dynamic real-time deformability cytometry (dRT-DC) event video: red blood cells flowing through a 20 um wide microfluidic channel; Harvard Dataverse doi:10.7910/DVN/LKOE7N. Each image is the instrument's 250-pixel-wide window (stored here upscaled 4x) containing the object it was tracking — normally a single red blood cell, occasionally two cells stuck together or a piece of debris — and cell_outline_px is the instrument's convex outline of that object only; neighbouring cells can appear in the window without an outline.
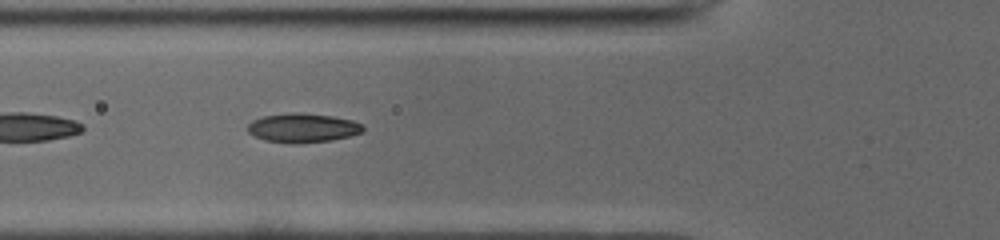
{"species": "common noctule bat (a hibernating species)", "species_latin": "Nyctalus noctula", "temperature_condition": "cold", "stored_images_in_passage": 33, "camera_frame_rate_fps": 3000, "um_per_image_px": 0.085, "animal": {"sex": "male", "body_mass_g": 19.0, "forearm_length_mm": 50.8}, "frame": {"image": 1, "passage_image": 3, "time_ms": 0.667, "image_size_px": [1000, 240], "cell_outline_px": [[364, 132], [332, 140], [264, 140], [248, 132], [248, 124], [252, 120], [264, 116], [292, 112], [332, 116], [352, 120], [364, 124]], "centroid_in_image_um": [25.78, 10.81], "position_along_channel_um": 100.0, "area_um2": 18.55}}
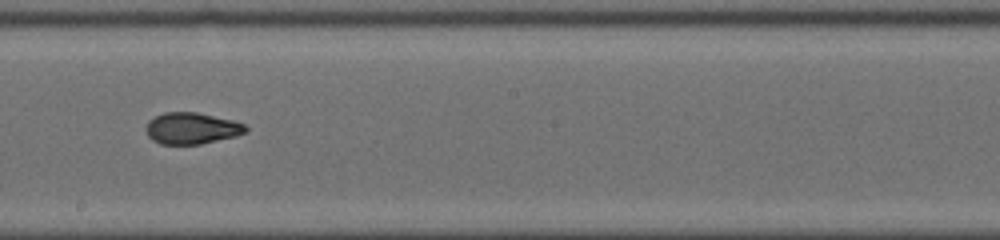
{"frame": {"image": 2, "passage_image": 13, "time_ms": 4.0, "image_size_px": [1000, 240], "cell_outline_px": [[248, 128], [244, 132], [236, 136], [200, 144], [160, 144], [152, 140], [148, 136], [144, 128], [148, 120], [164, 112], [196, 112], [232, 120], [244, 124]], "centroid_in_image_um": [16.24, 10.91], "position_along_channel_um": 232.0, "area_um2": 18.26}}
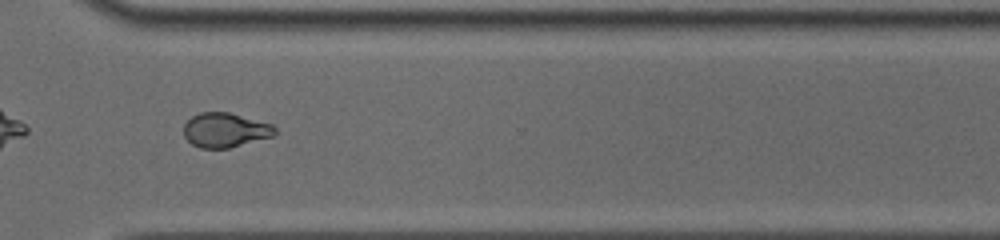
{"frame": {"image": 3, "passage_image": 22, "time_ms": 7.0, "image_size_px": [1000, 240], "cell_outline_px": [[276, 132], [272, 136], [228, 148], [200, 148], [192, 144], [184, 136], [184, 124], [192, 116], [200, 112], [228, 112], [272, 124], [276, 128]], "centroid_in_image_um": [19.12, 11.05], "position_along_channel_um": 351.5, "area_um2": 18.15}}